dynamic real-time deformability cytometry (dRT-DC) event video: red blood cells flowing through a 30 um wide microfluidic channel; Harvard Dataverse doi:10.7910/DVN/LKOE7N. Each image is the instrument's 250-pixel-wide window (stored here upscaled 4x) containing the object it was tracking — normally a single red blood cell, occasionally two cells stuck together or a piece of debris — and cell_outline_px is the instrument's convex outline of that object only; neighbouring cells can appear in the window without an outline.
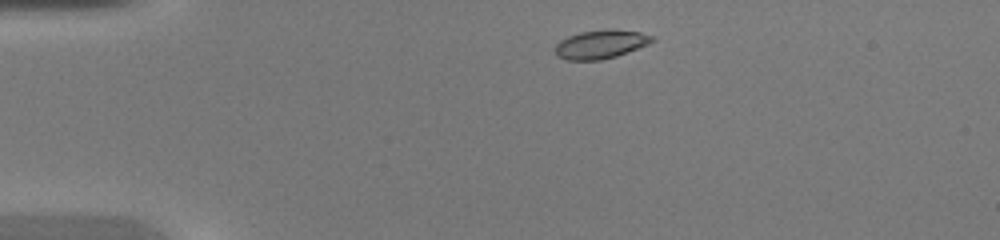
{"species": "common noctule bat (a hibernating species)", "species_latin": "Nyctalus noctula", "temperature_condition": "warm", "stored_images_in_passage": 41, "camera_frame_rate_fps": 3000, "um_per_image_px": 0.085, "animal": {"sex": "female", "body_mass_g": 20.0, "forearm_length_mm": 54.0}, "frame": {"image": 1, "passage_image": 3, "time_ms": 0.667, "image_size_px": [1000, 240], "cell_outline_px": [[656, 40], [648, 44], [616, 56], [600, 60], [564, 60], [556, 56], [556, 44], [560, 40], [568, 36], [580, 32], [640, 32], [656, 36]], "centroid_in_image_um": [51.03, 3.81], "position_along_channel_um": 34.0, "area_um2": 15.49}}
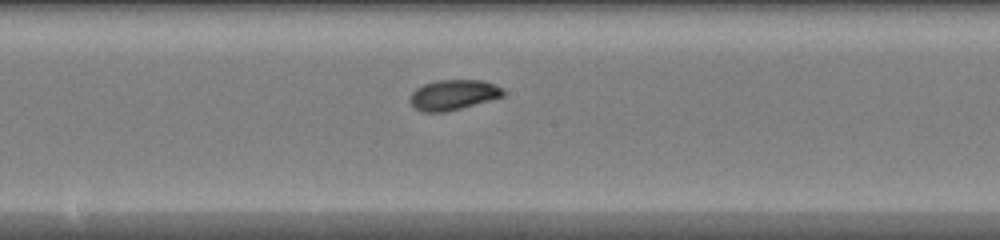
{"frame": {"image": 2, "passage_image": 19, "time_ms": 6.0, "image_size_px": [1000, 240], "cell_outline_px": [[504, 96], [448, 112], [424, 112], [416, 108], [408, 100], [412, 92], [416, 88], [424, 84], [436, 80], [484, 80], [504, 88]], "centroid_in_image_um": [38.54, 8.06], "position_along_channel_um": 209.7, "area_um2": 16.53}}
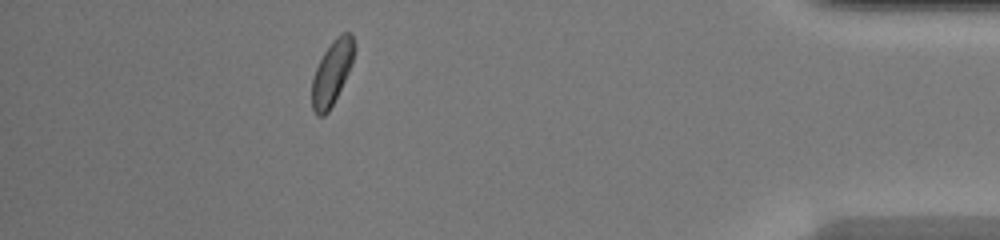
{"frame": {"image": 3, "passage_image": 36, "time_ms": 11.667, "image_size_px": [1000, 240], "cell_outline_px": [[356, 48], [352, 64], [328, 112], [324, 116], [316, 116], [312, 108], [312, 80], [316, 68], [324, 52], [332, 40], [340, 32], [352, 32]], "centroid_in_image_um": [28.23, 6.12], "position_along_channel_um": 407.0, "area_um2": 15.84}, "authors_computed_cell_mechanics": {"area_um2": 16.0684, "velocity_mm_per_s": 4.3208, "shape_relaxation_time_tau1_ms": 4.9087, "shape_relaxation_time_tau2_ms": 1.898, "deformation_change_tau1": 0.1527, "deformation_change_tau2": 0.0491}}